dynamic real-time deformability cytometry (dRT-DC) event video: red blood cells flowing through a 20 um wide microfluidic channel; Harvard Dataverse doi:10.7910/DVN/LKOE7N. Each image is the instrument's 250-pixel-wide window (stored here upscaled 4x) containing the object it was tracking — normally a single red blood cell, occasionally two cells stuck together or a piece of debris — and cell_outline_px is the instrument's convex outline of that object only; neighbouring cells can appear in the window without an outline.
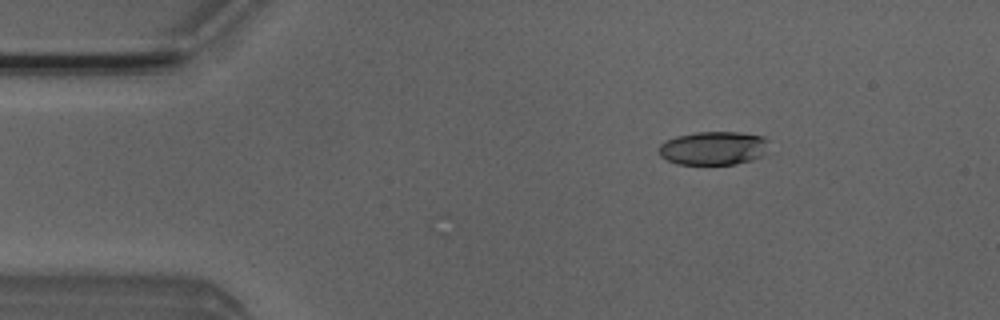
{"species": "Egyptian fruit bat (a non-hibernating species)", "species_latin": "Rousettus aegyptiacus", "temperature_condition": "room temperature", "stored_images_in_passage": 45, "camera_frame_rate_fps": 3000, "um_per_image_px": 0.085, "animal": {"sex": "male"}, "frame": {"image": 1, "passage_image": 1, "time_ms": 0.0, "image_size_px": [1000, 320], "cell_outline_px": [[768, 140], [764, 156], [752, 160], [736, 164], [676, 164], [660, 156], [660, 144], [676, 136], [696, 132], [740, 132], [764, 136]], "centroid_in_image_um": [60.68, 12.59], "position_along_channel_um": 24.3, "area_um2": 21.56}}
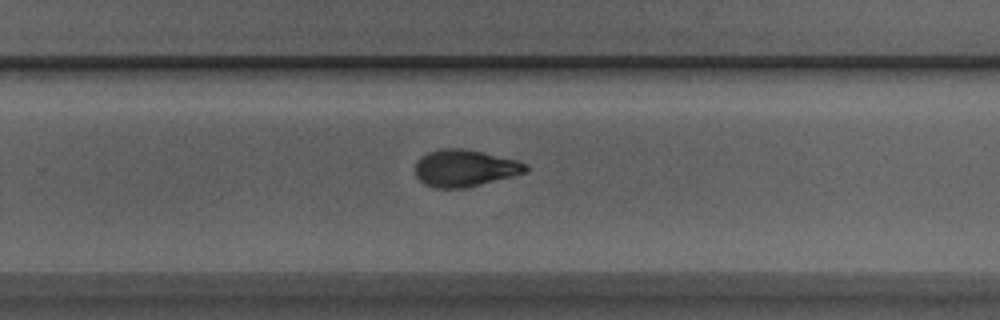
{"frame": {"image": 2, "passage_image": 26, "time_ms": 8.333, "image_size_px": [1000, 320], "cell_outline_px": [[528, 168], [524, 172], [512, 176], [464, 188], [436, 188], [424, 184], [416, 176], [416, 160], [420, 156], [428, 152], [440, 148], [464, 148], [516, 160], [528, 164]], "centroid_in_image_um": [39.46, 14.28], "position_along_channel_um": 290.3, "area_um2": 23.64}}
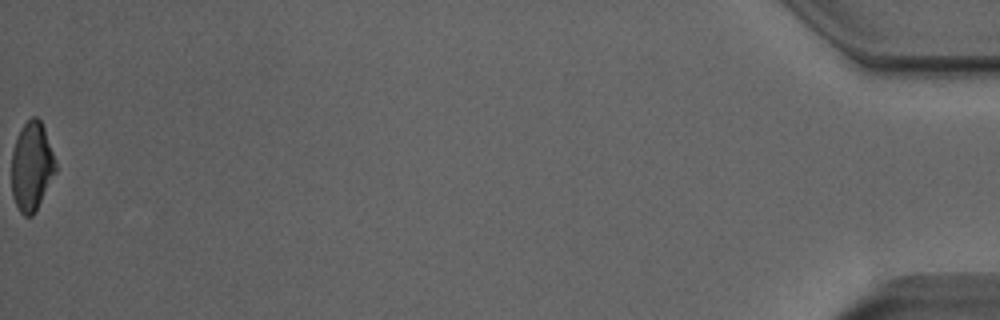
{"frame": {"image": 3, "passage_image": 45, "time_ms": 14.667, "image_size_px": [1000, 320], "cell_outline_px": [[56, 172], [32, 216], [24, 216], [20, 212], [12, 196], [12, 152], [20, 128], [32, 116], [36, 116], [40, 120], [44, 128], [56, 160]], "centroid_in_image_um": [2.69, 14.13], "position_along_channel_um": 432.5, "area_um2": 22.6}, "authors_computed_cell_mechanics": {"area_um2": 23.5246, "velocity_mm_per_s": 3.9768, "shape_relaxation_time_tau1_ms": 4.8039, "shape_relaxation_time_tau2_ms": 1.9857, "deformation_change_tau1": 0.1821, "deformation_change_tau2": 0.0729}}